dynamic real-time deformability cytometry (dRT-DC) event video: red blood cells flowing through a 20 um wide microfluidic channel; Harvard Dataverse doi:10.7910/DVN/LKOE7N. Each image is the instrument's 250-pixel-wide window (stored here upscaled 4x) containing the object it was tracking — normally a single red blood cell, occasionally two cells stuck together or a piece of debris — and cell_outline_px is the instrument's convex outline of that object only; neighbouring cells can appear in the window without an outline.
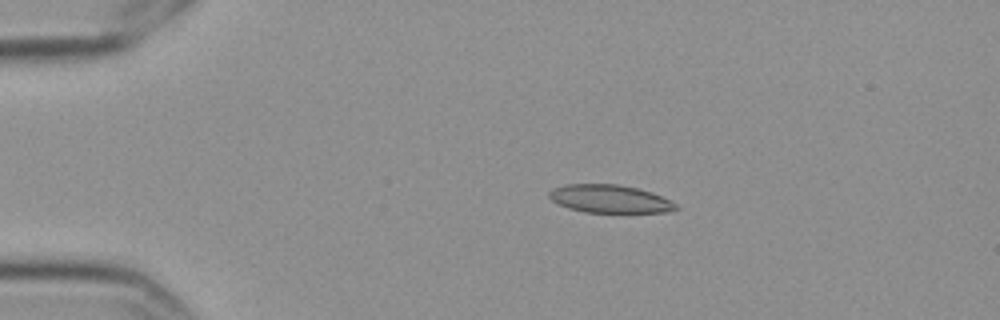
{"species": "Egyptian fruit bat (a non-hibernating species)", "species_latin": "Rousettus aegyptiacus", "temperature_condition": "cold", "stored_images_in_passage": 6, "camera_frame_rate_fps": 3000, "um_per_image_px": 0.085, "frame": {"image": 1, "passage_image": 3, "time_ms": 0.667, "image_size_px": [1000, 320], "cell_outline_px": [[680, 208], [664, 212], [584, 212], [568, 208], [552, 200], [548, 196], [548, 192], [552, 188], [564, 184], [616, 184], [636, 188], [652, 192], [676, 204]], "centroid_in_image_um": [51.78, 16.89], "position_along_channel_um": 33.2, "area_um2": 20.52}}
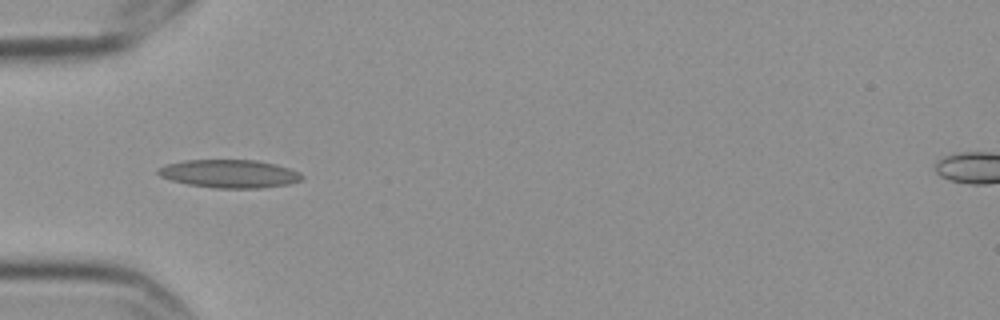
{"frame": {"image": 2, "passage_image": 5, "time_ms": 1.333, "image_size_px": [1000, 320], "cell_outline_px": [[304, 176], [300, 180], [288, 184], [260, 188], [216, 188], [188, 184], [172, 180], [160, 176], [156, 172], [156, 168], [168, 164], [184, 160], [256, 160], [276, 164], [300, 172]], "centroid_in_image_um": [19.49, 14.76], "position_along_channel_um": 65.5, "area_um2": 23.52}}
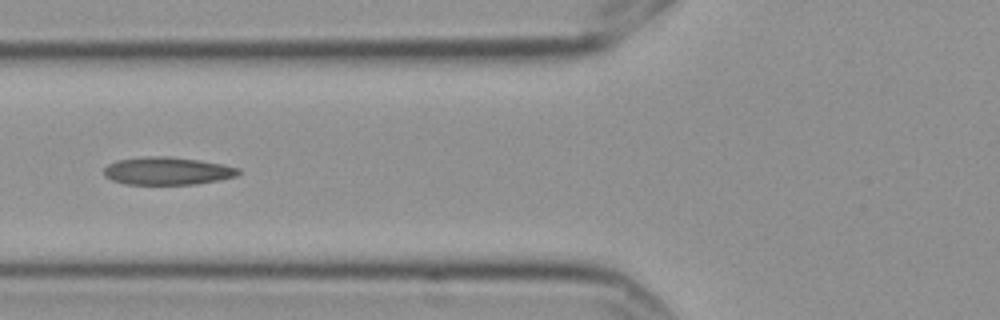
{"frame": {"image": 3, "passage_image": 6, "time_ms": 1.667, "image_size_px": [1000, 320], "cell_outline_px": [[240, 172], [236, 176], [196, 184], [124, 184], [112, 180], [104, 176], [104, 168], [108, 164], [116, 160], [144, 156], [168, 156], [200, 160], [224, 164], [240, 168]], "centroid_in_image_um": [14.2, 14.52], "position_along_channel_um": 111.6, "area_um2": 21.85}}